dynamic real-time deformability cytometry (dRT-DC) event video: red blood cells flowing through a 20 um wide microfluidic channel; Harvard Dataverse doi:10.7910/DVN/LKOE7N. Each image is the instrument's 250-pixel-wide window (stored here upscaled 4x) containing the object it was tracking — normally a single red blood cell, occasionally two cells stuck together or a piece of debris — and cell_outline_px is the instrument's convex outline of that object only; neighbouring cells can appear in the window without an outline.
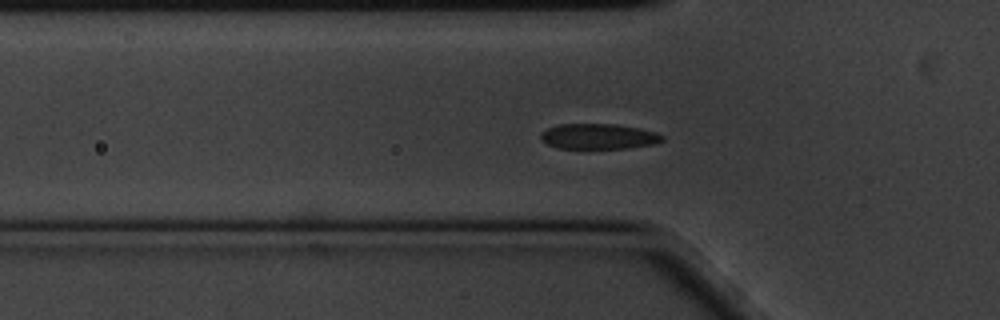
{"species": "common noctule bat (a hibernating species)", "species_latin": "Nyctalus noctula", "temperature_condition": "cold", "stored_images_in_passage": 45, "camera_frame_rate_fps": 3000, "um_per_image_px": 0.085, "animal": {"sex": "male", "body_mass_g": 20.1, "forearm_length_mm": 53.5}, "frame": {"image": 1, "passage_image": 3, "time_ms": 0.667, "image_size_px": [1000, 320], "cell_outline_px": [[664, 140], [656, 144], [628, 148], [560, 148], [548, 144], [540, 140], [540, 132], [548, 128], [560, 124], [616, 124], [656, 132], [664, 136]], "centroid_in_image_um": [50.88, 11.59], "position_along_channel_um": 74.9, "area_um2": 17.98}}
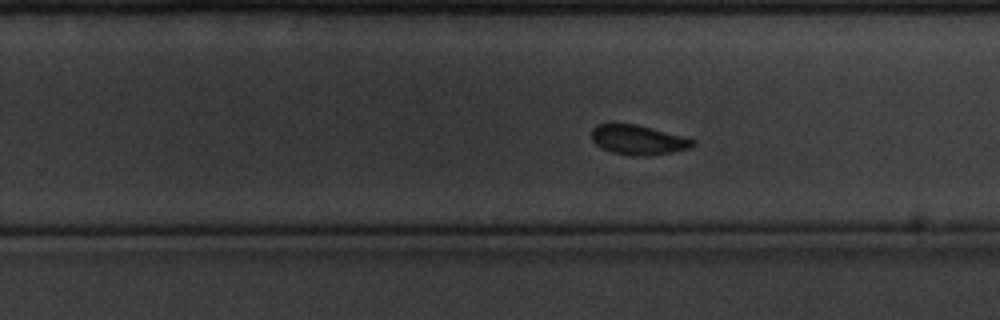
{"frame": {"image": 2, "passage_image": 21, "time_ms": 6.667, "image_size_px": [1000, 320], "cell_outline_px": [[696, 144], [688, 148], [672, 152], [612, 152], [596, 144], [592, 140], [592, 128], [596, 124], [636, 124], [688, 136], [696, 140]], "centroid_in_image_um": [54.29, 11.8], "position_along_channel_um": 275.5, "area_um2": 16.59}}
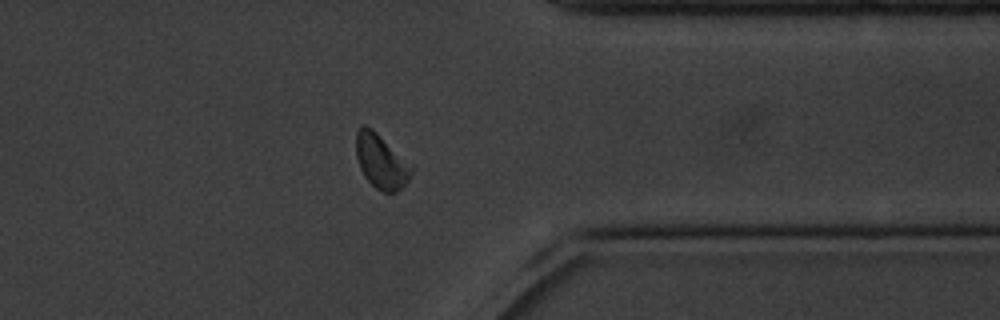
{"frame": {"image": 3, "passage_image": 31, "time_ms": 10.0, "image_size_px": [1000, 320], "cell_outline_px": [[416, 164], [408, 180], [396, 192], [384, 192], [376, 188], [364, 176], [360, 168], [356, 156], [356, 132], [364, 124], [372, 128]], "centroid_in_image_um": [32.45, 13.68], "position_along_channel_um": 378.9, "area_um2": 18.03}, "authors_computed_cell_mechanics": {"area_um2": 17.8024, "velocity_mm_per_s": 3.3352, "shape_relaxation_time_tau1_ms": null, "shape_relaxation_time_tau2_ms": 0.6021, "deformation_change_tau1": null, "deformation_change_tau2": 0.0411}}